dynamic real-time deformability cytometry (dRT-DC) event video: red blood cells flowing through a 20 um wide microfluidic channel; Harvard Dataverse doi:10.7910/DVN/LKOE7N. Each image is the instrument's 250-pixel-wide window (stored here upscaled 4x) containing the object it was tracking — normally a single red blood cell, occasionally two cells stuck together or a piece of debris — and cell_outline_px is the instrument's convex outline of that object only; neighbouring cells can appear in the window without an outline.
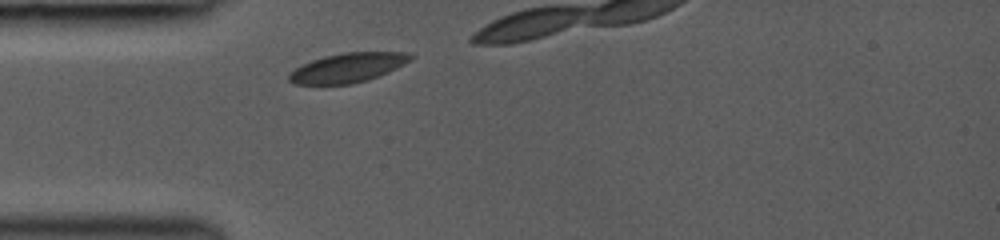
{"species": "common noctule bat (a hibernating species)", "species_latin": "Nyctalus noctula", "temperature_condition": "room temperature", "stored_images_in_passage": 7, "camera_frame_rate_fps": 3000, "um_per_image_px": 0.085, "animal": {"sex": "female", "body_mass_g": 19.0, "forearm_length_mm": 53.3}, "frame": {"image": 1, "passage_image": 1, "time_ms": 0.0, "image_size_px": [1000, 240], "cell_outline_px": [[416, 56], [412, 60], [388, 72], [368, 80], [352, 84], [296, 84], [288, 80], [288, 72], [312, 60], [324, 56], [344, 52], [408, 52]], "centroid_in_image_um": [29.59, 5.75], "position_along_channel_um": 55.4, "area_um2": 20.87}}
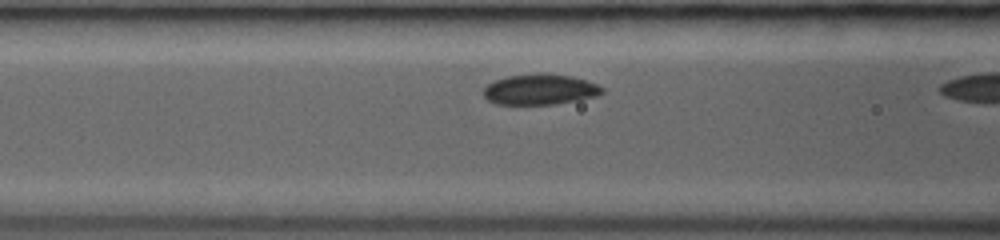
{"frame": {"image": 2, "passage_image": 6, "time_ms": 1.667, "image_size_px": [1000, 240], "cell_outline_px": [[604, 92], [596, 96], [556, 104], [496, 104], [488, 100], [484, 96], [484, 88], [492, 80], [508, 76], [540, 72], [572, 76], [596, 84], [604, 88]], "centroid_in_image_um": [45.88, 7.59], "position_along_channel_um": 120.7, "area_um2": 21.21}}